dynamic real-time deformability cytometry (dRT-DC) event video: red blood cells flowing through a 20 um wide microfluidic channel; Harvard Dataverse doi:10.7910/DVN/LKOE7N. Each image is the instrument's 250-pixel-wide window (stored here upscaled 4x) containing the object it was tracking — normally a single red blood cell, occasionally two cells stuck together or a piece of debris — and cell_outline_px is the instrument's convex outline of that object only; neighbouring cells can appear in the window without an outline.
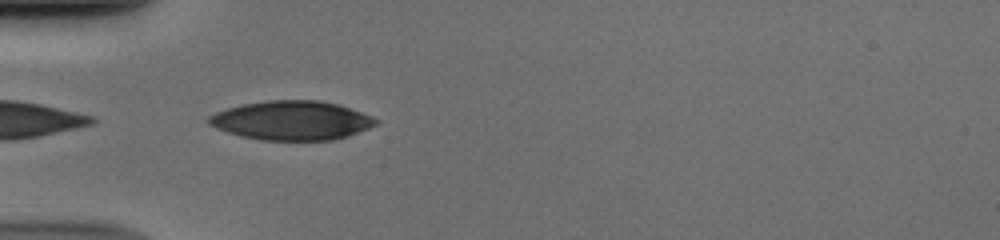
{"species": "human", "species_latin": "Homo sapiens", "temperature_condition": "cold", "stored_images_in_passage": 22, "camera_frame_rate_fps": 3000, "um_per_image_px": 0.085, "donor": {"sex": "male"}, "frame": {"image": 1, "passage_image": 1, "time_ms": 0.0, "image_size_px": [1000, 240], "cell_outline_px": [[380, 120], [376, 124], [368, 128], [348, 136], [332, 140], [260, 140], [240, 136], [216, 128], [208, 124], [208, 116], [216, 112], [240, 104], [268, 100], [320, 100], [340, 104], [372, 116]], "centroid_in_image_um": [24.79, 10.23], "position_along_channel_um": 60.2, "area_um2": 38.26}}
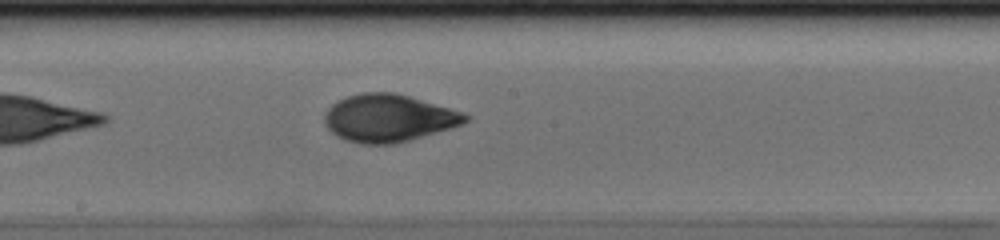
{"frame": {"image": 2, "passage_image": 13, "time_ms": 4.0, "image_size_px": [1000, 240], "cell_outline_px": [[468, 120], [460, 124], [448, 128], [408, 140], [392, 144], [360, 144], [344, 140], [336, 136], [324, 124], [324, 116], [328, 108], [332, 104], [348, 96], [364, 92], [392, 92], [408, 96], [464, 112], [468, 116]], "centroid_in_image_um": [32.97, 10.04], "position_along_channel_um": 215.2, "area_um2": 38.49}}
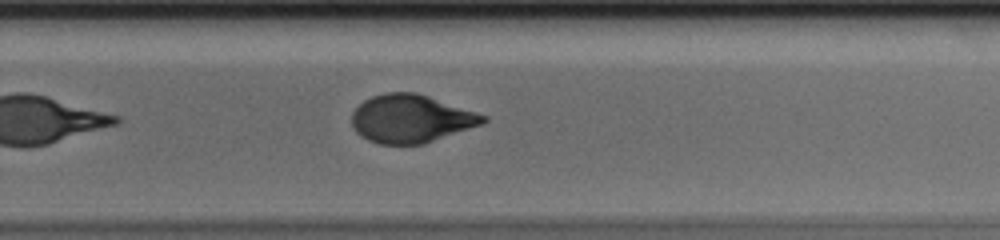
{"frame": {"image": 3, "passage_image": 19, "time_ms": 6.0, "image_size_px": [1000, 240], "cell_outline_px": [[488, 120], [484, 124], [424, 144], [380, 144], [368, 140], [360, 136], [352, 128], [352, 112], [364, 100], [372, 96], [384, 92], [416, 92], [488, 116]], "centroid_in_image_um": [34.93, 10.09], "position_along_channel_um": 294.9, "area_um2": 36.93}}